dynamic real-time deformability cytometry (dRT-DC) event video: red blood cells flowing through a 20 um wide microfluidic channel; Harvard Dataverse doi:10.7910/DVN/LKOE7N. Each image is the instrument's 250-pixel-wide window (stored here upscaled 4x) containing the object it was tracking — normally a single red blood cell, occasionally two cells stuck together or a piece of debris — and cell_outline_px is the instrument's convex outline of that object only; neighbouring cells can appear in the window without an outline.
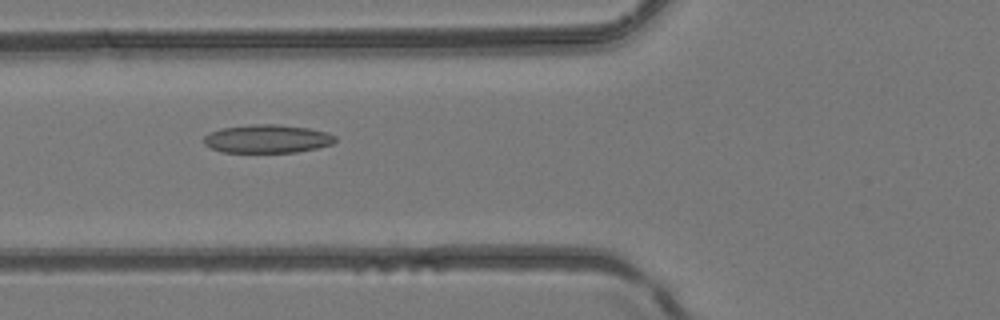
{"species": "common noctule bat (a hibernating species)", "species_latin": "Nyctalus noctula", "temperature_condition": "room temperature", "stored_images_in_passage": 5, "camera_frame_rate_fps": 3000, "um_per_image_px": 0.085, "animal": {"sex": "female", "body_mass_g": 24.6, "forearm_length_mm": 56.2}, "frame": {"image": 1, "passage_image": 5, "time_ms": 1.333, "image_size_px": [1000, 320], "cell_outline_px": [[336, 140], [332, 144], [316, 148], [296, 152], [220, 152], [204, 144], [204, 136], [220, 128], [252, 124], [276, 124], [308, 128], [328, 132], [336, 136]], "centroid_in_image_um": [22.72, 11.79], "position_along_channel_um": 103.1, "area_um2": 21.68}}